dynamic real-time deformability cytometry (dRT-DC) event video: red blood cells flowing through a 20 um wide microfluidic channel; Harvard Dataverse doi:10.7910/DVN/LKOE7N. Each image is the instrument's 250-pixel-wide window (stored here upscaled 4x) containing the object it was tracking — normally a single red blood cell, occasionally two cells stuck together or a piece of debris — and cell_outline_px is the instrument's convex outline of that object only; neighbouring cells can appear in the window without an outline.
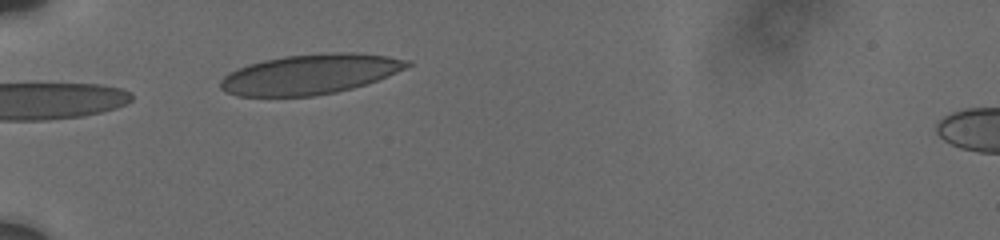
{"species": "human", "species_latin": "Homo sapiens", "temperature_condition": "cold", "stored_images_in_passage": 5, "camera_frame_rate_fps": 3000, "um_per_image_px": 0.085, "donor": {"sex": "male"}, "frame": {"image": 1, "passage_image": 1, "time_ms": 0.0, "image_size_px": [1000, 240], "cell_outline_px": [[412, 64], [396, 72], [376, 80], [352, 88], [336, 92], [312, 96], [236, 96], [220, 88], [220, 80], [224, 76], [248, 64], [264, 60], [284, 56], [320, 52], [352, 52], [388, 56], [412, 60]], "centroid_in_image_um": [26.36, 6.29], "position_along_channel_um": 58.6, "area_um2": 43.35}}